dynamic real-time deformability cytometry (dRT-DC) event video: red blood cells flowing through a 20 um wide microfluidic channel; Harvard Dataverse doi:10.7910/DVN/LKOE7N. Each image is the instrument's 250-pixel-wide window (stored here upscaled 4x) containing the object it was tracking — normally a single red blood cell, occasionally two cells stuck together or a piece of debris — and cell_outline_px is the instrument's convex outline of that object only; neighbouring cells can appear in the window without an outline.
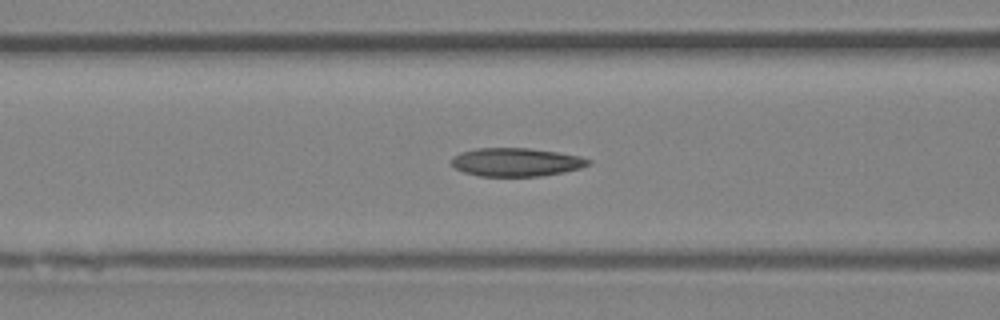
{"species": "Egyptian fruit bat (a non-hibernating species)", "species_latin": "Rousettus aegyptiacus", "temperature_condition": "room temperature", "stored_images_in_passage": 43, "camera_frame_rate_fps": 3000, "um_per_image_px": 0.085, "animal": {"sex": "female"}, "frame": {"image": 1, "passage_image": 19, "time_ms": 6.0, "image_size_px": [1000, 320], "cell_outline_px": [[592, 160], [588, 164], [580, 168], [564, 172], [540, 176], [480, 176], [464, 172], [456, 168], [452, 164], [452, 156], [460, 152], [476, 148], [528, 148], [556, 152], [580, 156]], "centroid_in_image_um": [43.86, 13.78], "position_along_channel_um": 122.7, "area_um2": 22.54}}
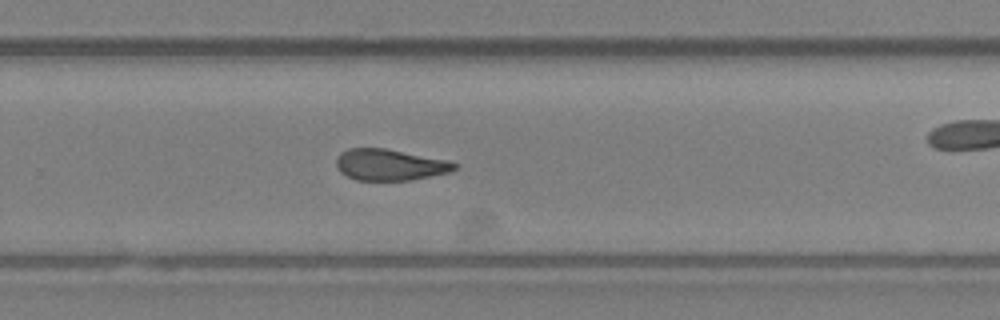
{"frame": {"image": 2, "passage_image": 31, "time_ms": 10.0, "image_size_px": [1000, 320], "cell_outline_px": [[456, 168], [448, 172], [408, 180], [356, 180], [340, 172], [336, 164], [336, 160], [340, 152], [348, 148], [384, 148], [444, 160], [456, 164]], "centroid_in_image_um": [33.04, 14.0], "position_along_channel_um": 296.8, "area_um2": 21.04}}